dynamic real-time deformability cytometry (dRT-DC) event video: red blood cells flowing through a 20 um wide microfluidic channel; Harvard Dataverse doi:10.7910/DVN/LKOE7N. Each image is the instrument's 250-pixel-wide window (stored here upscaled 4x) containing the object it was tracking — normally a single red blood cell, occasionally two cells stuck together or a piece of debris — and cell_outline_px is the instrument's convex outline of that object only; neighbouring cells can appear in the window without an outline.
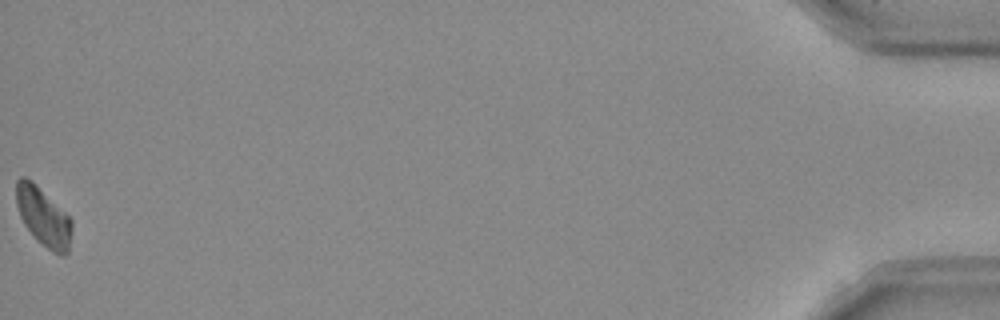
{"species": "Egyptian fruit bat (a non-hibernating species)", "species_latin": "Rousettus aegyptiacus", "temperature_condition": "room temperature", "stored_images_in_passage": 41, "camera_frame_rate_fps": 3000, "um_per_image_px": 0.085, "frame": {"image": 1, "passage_image": 41, "time_ms": 13.333, "image_size_px": [1000, 320], "cell_outline_px": [[72, 228], [68, 252], [64, 256], [60, 256], [52, 252], [36, 240], [24, 224], [20, 216], [16, 204], [16, 180], [20, 176], [24, 176], [32, 180], [72, 220]], "centroid_in_image_um": [3.67, 18.44], "position_along_channel_um": 431.5, "area_um2": 19.02}, "authors_computed_cell_mechanics": {"area_um2": 19.4786, "velocity_mm_per_s": 3.9381, "shape_relaxation_time_tau1_ms": 7.6791, "shape_relaxation_time_tau2_ms": null, "deformation_change_tau1": 0.1981, "deformation_change_tau2": null}}